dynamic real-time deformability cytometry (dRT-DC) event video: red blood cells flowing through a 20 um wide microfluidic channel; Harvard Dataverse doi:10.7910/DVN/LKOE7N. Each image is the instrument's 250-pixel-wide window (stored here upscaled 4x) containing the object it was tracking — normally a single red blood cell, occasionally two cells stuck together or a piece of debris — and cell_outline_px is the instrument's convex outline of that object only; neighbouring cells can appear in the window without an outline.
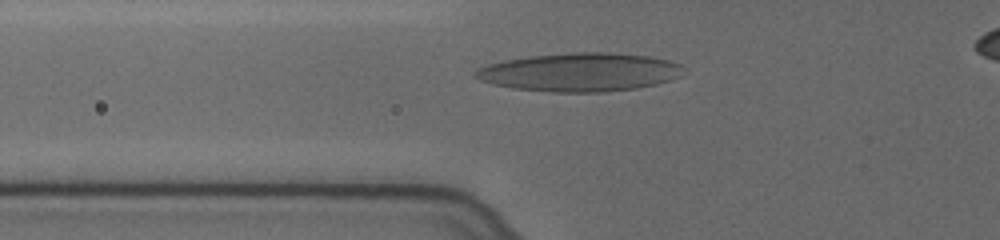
{"species": "human", "species_latin": "Homo sapiens", "temperature_condition": "cold", "stored_images_in_passage": 32, "camera_frame_rate_fps": 3000, "um_per_image_px": 0.085, "donor": {"sex": "female"}, "frame": {"image": 1, "passage_image": 2, "time_ms": 0.333, "image_size_px": [1000, 240], "cell_outline_px": [[684, 68], [680, 76], [656, 84], [636, 88], [604, 92], [552, 92], [512, 88], [492, 84], [480, 80], [472, 76], [472, 72], [488, 64], [504, 60], [528, 56], [572, 52], [608, 52], [648, 56], [668, 60], [680, 64]], "centroid_in_image_um": [49.25, 6.13], "position_along_channel_um": 76.6, "area_um2": 46.76}}
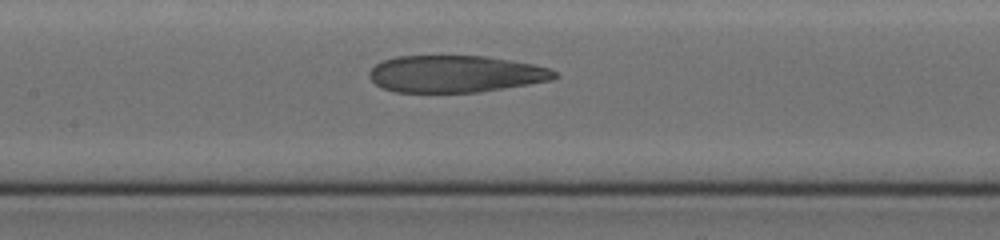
{"frame": {"image": 2, "passage_image": 10, "time_ms": 3.0, "image_size_px": [1000, 240], "cell_outline_px": [[560, 76], [552, 80], [480, 92], [396, 92], [384, 88], [376, 84], [368, 76], [368, 72], [376, 64], [384, 60], [396, 56], [484, 56], [532, 64], [552, 68]], "centroid_in_image_um": [38.73, 6.28], "position_along_channel_um": 168.7, "area_um2": 39.82}}
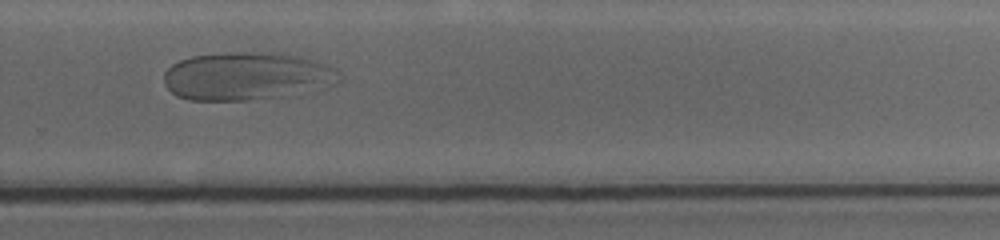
{"frame": {"image": 3, "passage_image": 22, "time_ms": 7.0, "image_size_px": [1000, 240], "cell_outline_px": [[336, 72], [316, 80], [272, 96], [252, 100], [188, 100], [176, 96], [164, 84], [164, 72], [172, 64], [180, 60], [192, 56], [224, 52], [264, 52], [300, 56], [336, 68]], "centroid_in_image_um": [20.49, 6.41], "position_along_channel_um": 309.3, "area_um2": 45.43}}